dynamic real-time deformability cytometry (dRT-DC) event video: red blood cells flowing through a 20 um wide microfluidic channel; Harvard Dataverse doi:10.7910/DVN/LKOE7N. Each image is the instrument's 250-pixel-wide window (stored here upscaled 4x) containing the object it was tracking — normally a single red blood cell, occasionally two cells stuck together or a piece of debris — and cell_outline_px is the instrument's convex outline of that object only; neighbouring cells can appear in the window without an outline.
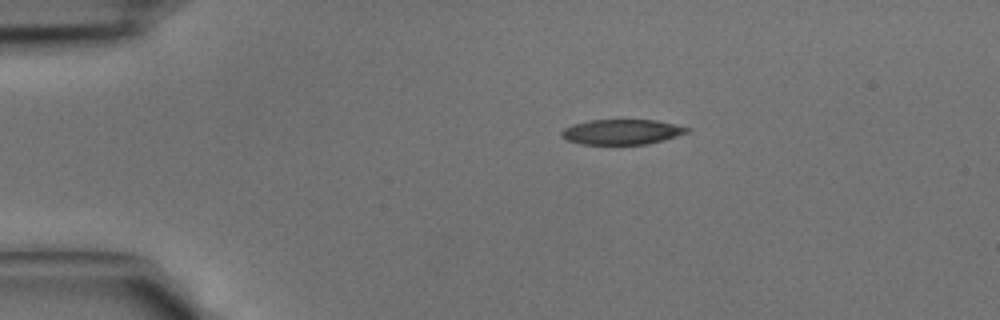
{"species": "common noctule bat (a hibernating species)", "species_latin": "Nyctalus noctula", "temperature_condition": "cold", "stored_images_in_passage": 30, "camera_frame_rate_fps": 3000, "um_per_image_px": 0.085, "animal": {"sex": "male", "body_mass_g": 15.6}, "frame": {"image": 1, "passage_image": 1, "time_ms": 0.0, "image_size_px": [1000, 320], "cell_outline_px": [[692, 128], [688, 132], [664, 140], [648, 144], [580, 144], [568, 140], [560, 136], [560, 132], [564, 128], [572, 124], [588, 120], [656, 120]], "centroid_in_image_um": [52.84, 11.21], "position_along_channel_um": 32.2, "area_um2": 18.44}}
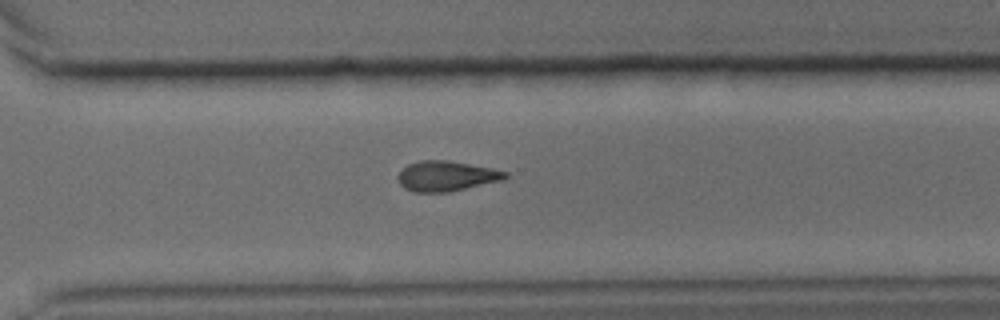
{"frame": {"image": 2, "passage_image": 23, "time_ms": 7.333, "image_size_px": [1000, 320], "cell_outline_px": [[508, 176], [504, 180], [448, 192], [416, 192], [404, 188], [400, 184], [396, 176], [408, 164], [420, 160], [448, 160], [492, 168], [508, 172]], "centroid_in_image_um": [37.95, 14.96], "position_along_channel_um": 332.7, "area_um2": 18.9}}
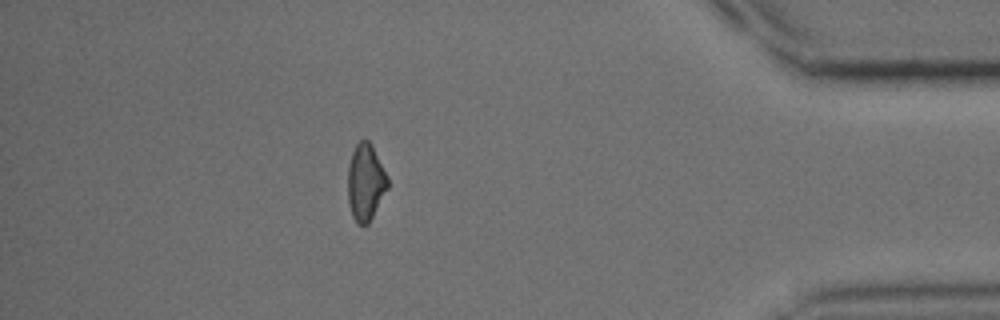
{"frame": {"image": 3, "passage_image": 30, "time_ms": 9.667, "image_size_px": [1000, 320], "cell_outline_px": [[388, 188], [368, 224], [356, 224], [352, 216], [348, 204], [348, 164], [352, 152], [356, 144], [360, 140], [368, 140], [372, 144], [388, 176]], "centroid_in_image_um": [31.07, 15.48], "position_along_channel_um": 404.1, "area_um2": 17.98}}